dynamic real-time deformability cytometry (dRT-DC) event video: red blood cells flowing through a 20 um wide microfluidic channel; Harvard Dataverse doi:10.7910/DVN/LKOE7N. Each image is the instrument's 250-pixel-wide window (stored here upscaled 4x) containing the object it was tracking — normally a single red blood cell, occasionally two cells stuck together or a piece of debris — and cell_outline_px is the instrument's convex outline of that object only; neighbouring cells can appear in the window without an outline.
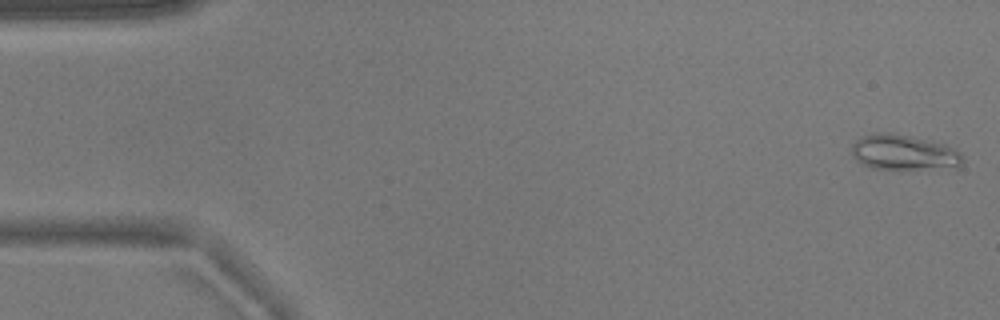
{"species": "common noctule bat (a hibernating species)", "species_latin": "Nyctalus noctula", "temperature_condition": "warm", "stored_images_in_passage": 6, "camera_frame_rate_fps": 3000, "um_per_image_px": 0.085, "animal": {"sex": "male", "body_mass_g": 17.9}, "frame": {"image": 1, "passage_image": 1, "time_ms": 0.0, "image_size_px": [1000, 320], "cell_outline_px": [[964, 160], [956, 168], [872, 168], [856, 160], [852, 156], [852, 144], [856, 140], [864, 136], [876, 132], [888, 132], [908, 136], [944, 144], [956, 148], [964, 156]], "centroid_in_image_um": [76.84, 12.95], "position_along_channel_um": 8.2, "area_um2": 22.6}}